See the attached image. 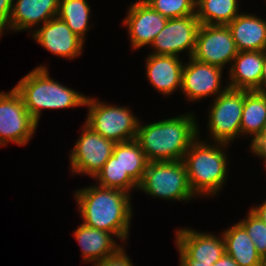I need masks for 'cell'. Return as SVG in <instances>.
<instances>
[{
	"label": "cell",
	"mask_w": 266,
	"mask_h": 266,
	"mask_svg": "<svg viewBox=\"0 0 266 266\" xmlns=\"http://www.w3.org/2000/svg\"><path fill=\"white\" fill-rule=\"evenodd\" d=\"M113 234L81 224L74 232L82 250L83 261L95 262L115 253L121 246L112 239Z\"/></svg>",
	"instance_id": "ffe728a7"
},
{
	"label": "cell",
	"mask_w": 266,
	"mask_h": 266,
	"mask_svg": "<svg viewBox=\"0 0 266 266\" xmlns=\"http://www.w3.org/2000/svg\"><path fill=\"white\" fill-rule=\"evenodd\" d=\"M176 244L180 259H193L200 263L213 264L225 253V241L213 234L180 229L176 232Z\"/></svg>",
	"instance_id": "4fadbf2b"
},
{
	"label": "cell",
	"mask_w": 266,
	"mask_h": 266,
	"mask_svg": "<svg viewBox=\"0 0 266 266\" xmlns=\"http://www.w3.org/2000/svg\"><path fill=\"white\" fill-rule=\"evenodd\" d=\"M223 238L226 254L239 266H260L262 257L257 253L254 243L239 222L225 230Z\"/></svg>",
	"instance_id": "44dd1931"
},
{
	"label": "cell",
	"mask_w": 266,
	"mask_h": 266,
	"mask_svg": "<svg viewBox=\"0 0 266 266\" xmlns=\"http://www.w3.org/2000/svg\"><path fill=\"white\" fill-rule=\"evenodd\" d=\"M251 211L266 224V201L259 207L252 208Z\"/></svg>",
	"instance_id": "d6a6232c"
},
{
	"label": "cell",
	"mask_w": 266,
	"mask_h": 266,
	"mask_svg": "<svg viewBox=\"0 0 266 266\" xmlns=\"http://www.w3.org/2000/svg\"><path fill=\"white\" fill-rule=\"evenodd\" d=\"M14 0H0V26L7 28Z\"/></svg>",
	"instance_id": "f546056e"
},
{
	"label": "cell",
	"mask_w": 266,
	"mask_h": 266,
	"mask_svg": "<svg viewBox=\"0 0 266 266\" xmlns=\"http://www.w3.org/2000/svg\"><path fill=\"white\" fill-rule=\"evenodd\" d=\"M246 219L239 223L245 228L248 236L255 245L257 253L262 257H266V224L251 210L248 212Z\"/></svg>",
	"instance_id": "83f0119b"
},
{
	"label": "cell",
	"mask_w": 266,
	"mask_h": 266,
	"mask_svg": "<svg viewBox=\"0 0 266 266\" xmlns=\"http://www.w3.org/2000/svg\"><path fill=\"white\" fill-rule=\"evenodd\" d=\"M89 107L86 125L115 143L136 139L139 121L127 107H117L86 98Z\"/></svg>",
	"instance_id": "8992f818"
},
{
	"label": "cell",
	"mask_w": 266,
	"mask_h": 266,
	"mask_svg": "<svg viewBox=\"0 0 266 266\" xmlns=\"http://www.w3.org/2000/svg\"><path fill=\"white\" fill-rule=\"evenodd\" d=\"M213 264L200 263L193 259H180V266H212Z\"/></svg>",
	"instance_id": "836d02e7"
},
{
	"label": "cell",
	"mask_w": 266,
	"mask_h": 266,
	"mask_svg": "<svg viewBox=\"0 0 266 266\" xmlns=\"http://www.w3.org/2000/svg\"><path fill=\"white\" fill-rule=\"evenodd\" d=\"M212 266H239V264L229 255L226 253Z\"/></svg>",
	"instance_id": "1f68e13d"
},
{
	"label": "cell",
	"mask_w": 266,
	"mask_h": 266,
	"mask_svg": "<svg viewBox=\"0 0 266 266\" xmlns=\"http://www.w3.org/2000/svg\"><path fill=\"white\" fill-rule=\"evenodd\" d=\"M239 14L237 0H196V17L200 24L228 25Z\"/></svg>",
	"instance_id": "cb8c5ba5"
},
{
	"label": "cell",
	"mask_w": 266,
	"mask_h": 266,
	"mask_svg": "<svg viewBox=\"0 0 266 266\" xmlns=\"http://www.w3.org/2000/svg\"><path fill=\"white\" fill-rule=\"evenodd\" d=\"M238 52L266 51V21L251 14H239L228 24Z\"/></svg>",
	"instance_id": "d6986e66"
},
{
	"label": "cell",
	"mask_w": 266,
	"mask_h": 266,
	"mask_svg": "<svg viewBox=\"0 0 266 266\" xmlns=\"http://www.w3.org/2000/svg\"><path fill=\"white\" fill-rule=\"evenodd\" d=\"M75 197L83 224L126 241L133 211L129 193L95 185L77 190Z\"/></svg>",
	"instance_id": "6da1fadb"
},
{
	"label": "cell",
	"mask_w": 266,
	"mask_h": 266,
	"mask_svg": "<svg viewBox=\"0 0 266 266\" xmlns=\"http://www.w3.org/2000/svg\"><path fill=\"white\" fill-rule=\"evenodd\" d=\"M93 266H133L122 246L113 254L94 262Z\"/></svg>",
	"instance_id": "f1b7e54d"
},
{
	"label": "cell",
	"mask_w": 266,
	"mask_h": 266,
	"mask_svg": "<svg viewBox=\"0 0 266 266\" xmlns=\"http://www.w3.org/2000/svg\"><path fill=\"white\" fill-rule=\"evenodd\" d=\"M138 189L165 200L188 201L195 197L182 160L148 162Z\"/></svg>",
	"instance_id": "5b68a950"
},
{
	"label": "cell",
	"mask_w": 266,
	"mask_h": 266,
	"mask_svg": "<svg viewBox=\"0 0 266 266\" xmlns=\"http://www.w3.org/2000/svg\"><path fill=\"white\" fill-rule=\"evenodd\" d=\"M99 180V186L106 188H113L123 190L127 193L132 188H137L138 185L128 176L126 172H123L119 161L111 155L110 158L105 162L103 168L95 175Z\"/></svg>",
	"instance_id": "484cf974"
},
{
	"label": "cell",
	"mask_w": 266,
	"mask_h": 266,
	"mask_svg": "<svg viewBox=\"0 0 266 266\" xmlns=\"http://www.w3.org/2000/svg\"><path fill=\"white\" fill-rule=\"evenodd\" d=\"M162 16L180 18L196 15V0H143Z\"/></svg>",
	"instance_id": "4316f807"
},
{
	"label": "cell",
	"mask_w": 266,
	"mask_h": 266,
	"mask_svg": "<svg viewBox=\"0 0 266 266\" xmlns=\"http://www.w3.org/2000/svg\"><path fill=\"white\" fill-rule=\"evenodd\" d=\"M222 68L196 61L190 57L184 65L181 90L189 100H198L210 95H220L229 87L221 90ZM217 93V94H216Z\"/></svg>",
	"instance_id": "7c38bea8"
},
{
	"label": "cell",
	"mask_w": 266,
	"mask_h": 266,
	"mask_svg": "<svg viewBox=\"0 0 266 266\" xmlns=\"http://www.w3.org/2000/svg\"><path fill=\"white\" fill-rule=\"evenodd\" d=\"M198 139L199 137L191 144L182 160L189 185L196 195L216 194L226 179L228 164L223 147L228 144L217 142L213 146Z\"/></svg>",
	"instance_id": "277c9868"
},
{
	"label": "cell",
	"mask_w": 266,
	"mask_h": 266,
	"mask_svg": "<svg viewBox=\"0 0 266 266\" xmlns=\"http://www.w3.org/2000/svg\"><path fill=\"white\" fill-rule=\"evenodd\" d=\"M244 90L230 89L214 98L209 114V131L215 143L228 144L241 135Z\"/></svg>",
	"instance_id": "ba28073f"
},
{
	"label": "cell",
	"mask_w": 266,
	"mask_h": 266,
	"mask_svg": "<svg viewBox=\"0 0 266 266\" xmlns=\"http://www.w3.org/2000/svg\"><path fill=\"white\" fill-rule=\"evenodd\" d=\"M200 25L196 15L169 18L151 44L155 49L152 54L178 56L187 49L189 57H192Z\"/></svg>",
	"instance_id": "8fae6325"
},
{
	"label": "cell",
	"mask_w": 266,
	"mask_h": 266,
	"mask_svg": "<svg viewBox=\"0 0 266 266\" xmlns=\"http://www.w3.org/2000/svg\"><path fill=\"white\" fill-rule=\"evenodd\" d=\"M128 11L123 23L128 26L132 48L151 45L168 18L153 10L143 0L133 3Z\"/></svg>",
	"instance_id": "9a60e30c"
},
{
	"label": "cell",
	"mask_w": 266,
	"mask_h": 266,
	"mask_svg": "<svg viewBox=\"0 0 266 266\" xmlns=\"http://www.w3.org/2000/svg\"><path fill=\"white\" fill-rule=\"evenodd\" d=\"M112 155L119 161L123 172H126L139 185L149 162L139 142L134 139L116 143Z\"/></svg>",
	"instance_id": "603a6c76"
},
{
	"label": "cell",
	"mask_w": 266,
	"mask_h": 266,
	"mask_svg": "<svg viewBox=\"0 0 266 266\" xmlns=\"http://www.w3.org/2000/svg\"><path fill=\"white\" fill-rule=\"evenodd\" d=\"M32 36L51 53L68 59H73L82 53L85 41L73 33L57 16L36 29Z\"/></svg>",
	"instance_id": "5bb4252c"
},
{
	"label": "cell",
	"mask_w": 266,
	"mask_h": 266,
	"mask_svg": "<svg viewBox=\"0 0 266 266\" xmlns=\"http://www.w3.org/2000/svg\"><path fill=\"white\" fill-rule=\"evenodd\" d=\"M89 14L90 6L86 0H59L57 17L83 40L89 28Z\"/></svg>",
	"instance_id": "d4e9b609"
},
{
	"label": "cell",
	"mask_w": 266,
	"mask_h": 266,
	"mask_svg": "<svg viewBox=\"0 0 266 266\" xmlns=\"http://www.w3.org/2000/svg\"><path fill=\"white\" fill-rule=\"evenodd\" d=\"M261 91L266 92V51H264V62H263L262 77H261Z\"/></svg>",
	"instance_id": "e575fe53"
},
{
	"label": "cell",
	"mask_w": 266,
	"mask_h": 266,
	"mask_svg": "<svg viewBox=\"0 0 266 266\" xmlns=\"http://www.w3.org/2000/svg\"><path fill=\"white\" fill-rule=\"evenodd\" d=\"M260 266H266V257L262 258Z\"/></svg>",
	"instance_id": "d590c367"
},
{
	"label": "cell",
	"mask_w": 266,
	"mask_h": 266,
	"mask_svg": "<svg viewBox=\"0 0 266 266\" xmlns=\"http://www.w3.org/2000/svg\"><path fill=\"white\" fill-rule=\"evenodd\" d=\"M59 0H17L12 4V13L7 29L27 30L37 23L51 20L57 16Z\"/></svg>",
	"instance_id": "ac0fdd59"
},
{
	"label": "cell",
	"mask_w": 266,
	"mask_h": 266,
	"mask_svg": "<svg viewBox=\"0 0 266 266\" xmlns=\"http://www.w3.org/2000/svg\"><path fill=\"white\" fill-rule=\"evenodd\" d=\"M250 148L254 154H266V125L257 138L252 141Z\"/></svg>",
	"instance_id": "4dcf8cb0"
},
{
	"label": "cell",
	"mask_w": 266,
	"mask_h": 266,
	"mask_svg": "<svg viewBox=\"0 0 266 266\" xmlns=\"http://www.w3.org/2000/svg\"><path fill=\"white\" fill-rule=\"evenodd\" d=\"M198 134L195 117L188 113L144 126L139 121L136 140L149 162L176 161L183 160Z\"/></svg>",
	"instance_id": "7a4b0ae2"
},
{
	"label": "cell",
	"mask_w": 266,
	"mask_h": 266,
	"mask_svg": "<svg viewBox=\"0 0 266 266\" xmlns=\"http://www.w3.org/2000/svg\"><path fill=\"white\" fill-rule=\"evenodd\" d=\"M237 54L228 25H200L192 58L224 69V65L232 62Z\"/></svg>",
	"instance_id": "9c48e42d"
},
{
	"label": "cell",
	"mask_w": 266,
	"mask_h": 266,
	"mask_svg": "<svg viewBox=\"0 0 266 266\" xmlns=\"http://www.w3.org/2000/svg\"><path fill=\"white\" fill-rule=\"evenodd\" d=\"M255 155H258L259 157L263 158L265 160V162H266V154H255Z\"/></svg>",
	"instance_id": "8d00e7d4"
},
{
	"label": "cell",
	"mask_w": 266,
	"mask_h": 266,
	"mask_svg": "<svg viewBox=\"0 0 266 266\" xmlns=\"http://www.w3.org/2000/svg\"><path fill=\"white\" fill-rule=\"evenodd\" d=\"M14 89L22 97L31 117L39 122L41 109H64L85 106L86 98L77 91L59 84L49 77L42 65L23 77Z\"/></svg>",
	"instance_id": "3957f363"
},
{
	"label": "cell",
	"mask_w": 266,
	"mask_h": 266,
	"mask_svg": "<svg viewBox=\"0 0 266 266\" xmlns=\"http://www.w3.org/2000/svg\"><path fill=\"white\" fill-rule=\"evenodd\" d=\"M115 144L85 124L80 138L71 150L72 173H84L94 178L112 155Z\"/></svg>",
	"instance_id": "30bf717a"
},
{
	"label": "cell",
	"mask_w": 266,
	"mask_h": 266,
	"mask_svg": "<svg viewBox=\"0 0 266 266\" xmlns=\"http://www.w3.org/2000/svg\"><path fill=\"white\" fill-rule=\"evenodd\" d=\"M146 60V74L155 89L164 95L181 90L184 65L178 56L150 54Z\"/></svg>",
	"instance_id": "2e32d148"
},
{
	"label": "cell",
	"mask_w": 266,
	"mask_h": 266,
	"mask_svg": "<svg viewBox=\"0 0 266 266\" xmlns=\"http://www.w3.org/2000/svg\"><path fill=\"white\" fill-rule=\"evenodd\" d=\"M3 30H4V28L0 26V36L2 35Z\"/></svg>",
	"instance_id": "74e56055"
},
{
	"label": "cell",
	"mask_w": 266,
	"mask_h": 266,
	"mask_svg": "<svg viewBox=\"0 0 266 266\" xmlns=\"http://www.w3.org/2000/svg\"><path fill=\"white\" fill-rule=\"evenodd\" d=\"M37 125L14 88L7 93L0 92V146L11 141L27 144Z\"/></svg>",
	"instance_id": "52a82bcc"
},
{
	"label": "cell",
	"mask_w": 266,
	"mask_h": 266,
	"mask_svg": "<svg viewBox=\"0 0 266 266\" xmlns=\"http://www.w3.org/2000/svg\"><path fill=\"white\" fill-rule=\"evenodd\" d=\"M232 61L227 86L230 89L261 91L264 51L238 52Z\"/></svg>",
	"instance_id": "e0dca14e"
},
{
	"label": "cell",
	"mask_w": 266,
	"mask_h": 266,
	"mask_svg": "<svg viewBox=\"0 0 266 266\" xmlns=\"http://www.w3.org/2000/svg\"><path fill=\"white\" fill-rule=\"evenodd\" d=\"M266 125V92L244 90V105L241 120V133L253 135L252 141Z\"/></svg>",
	"instance_id": "7402d4cb"
}]
</instances>
